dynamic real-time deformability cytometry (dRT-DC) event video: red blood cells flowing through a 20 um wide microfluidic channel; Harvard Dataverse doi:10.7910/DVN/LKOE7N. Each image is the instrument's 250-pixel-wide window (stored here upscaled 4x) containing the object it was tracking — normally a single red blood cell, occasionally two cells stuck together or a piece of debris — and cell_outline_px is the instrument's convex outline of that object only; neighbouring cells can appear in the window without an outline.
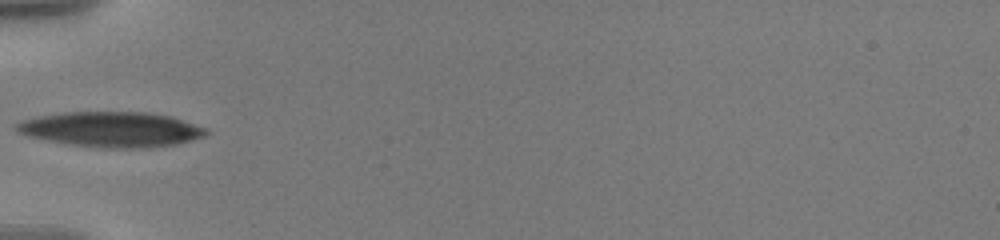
{"species": "human", "species_latin": "Homo sapiens", "temperature_condition": "warm", "stored_images_in_passage": 4, "camera_frame_rate_fps": 3000, "um_per_image_px": 0.085, "donor": {"sex": "male"}, "frame": {"image": 1, "passage_image": 1, "time_ms": 0.0, "image_size_px": [1000, 240], "cell_outline_px": [[208, 132], [204, 136], [192, 140], [176, 144], [148, 148], [104, 148], [72, 144], [48, 140], [28, 136], [16, 132], [12, 128], [12, 124], [20, 120], [36, 116], [64, 112], [148, 112], [172, 116], [208, 128]], "centroid_in_image_um": [9.44, 10.99], "position_along_channel_um": 75.6, "area_um2": 39.3}}
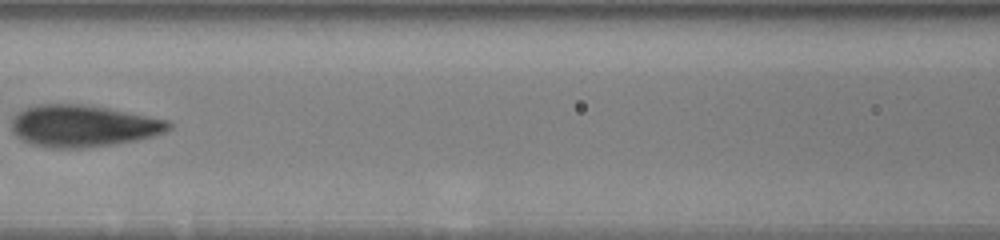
{"frame": {"image": 2, "passage_image": 3, "time_ms": 2.333, "image_size_px": [1000, 240], "cell_outline_px": [[172, 128], [164, 132], [152, 136], [136, 140], [88, 148], [48, 148], [32, 144], [20, 140], [12, 132], [12, 116], [16, 112], [24, 108], [36, 104], [80, 104], [108, 108], [168, 120], [172, 124]], "centroid_in_image_um": [7.01, 10.7], "position_along_channel_um": 159.6, "area_um2": 38.55}}
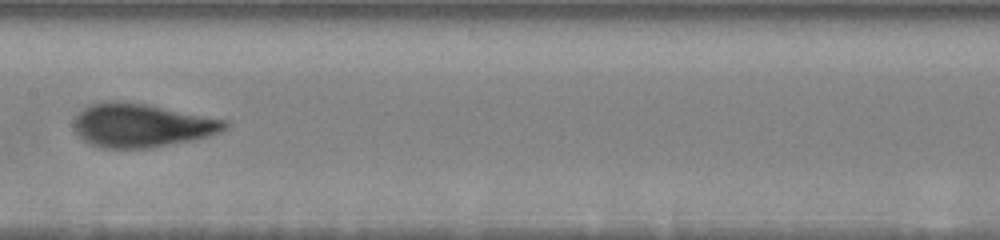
{"frame": {"image": 3, "passage_image": 4, "time_ms": 3.333, "image_size_px": [1000, 240], "cell_outline_px": [[228, 128], [220, 132], [208, 136], [148, 148], [104, 148], [92, 144], [84, 140], [72, 128], [72, 124], [76, 116], [88, 104], [112, 100], [120, 100], [148, 104], [228, 120]], "centroid_in_image_um": [12.01, 10.63], "position_along_channel_um": 195.4, "area_um2": 38.38}}